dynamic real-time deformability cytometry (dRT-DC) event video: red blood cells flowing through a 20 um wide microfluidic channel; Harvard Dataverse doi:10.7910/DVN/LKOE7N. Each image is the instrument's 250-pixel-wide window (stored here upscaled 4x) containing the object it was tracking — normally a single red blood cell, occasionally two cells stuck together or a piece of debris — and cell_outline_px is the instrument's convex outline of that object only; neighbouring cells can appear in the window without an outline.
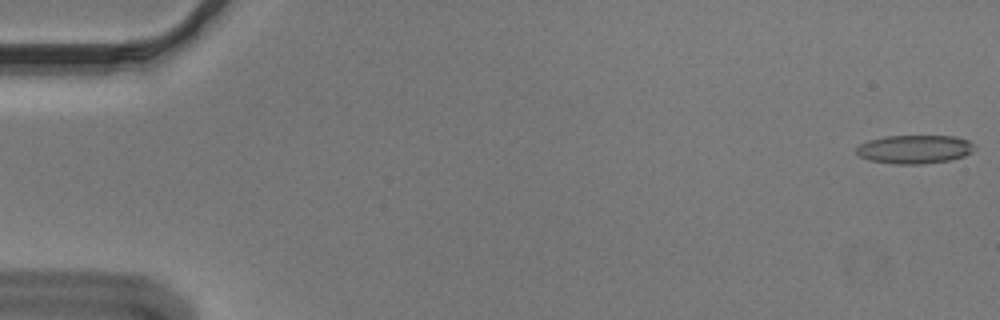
{"species": "Egyptian fruit bat (a non-hibernating species)", "species_latin": "Rousettus aegyptiacus", "temperature_condition": "cold", "stored_images_in_passage": 55, "camera_frame_rate_fps": 3000, "um_per_image_px": 0.085, "animal": {"sex": "male"}, "frame": {"image": 1, "passage_image": 1, "time_ms": 0.0, "image_size_px": [1000, 320], "cell_outline_px": [[976, 148], [972, 152], [964, 156], [948, 160], [920, 164], [896, 164], [872, 160], [860, 156], [856, 152], [856, 148], [860, 144], [868, 140], [884, 136], [956, 136], [968, 140]], "centroid_in_image_um": [77.75, 12.67], "position_along_channel_um": 7.2, "area_um2": 19.54}}
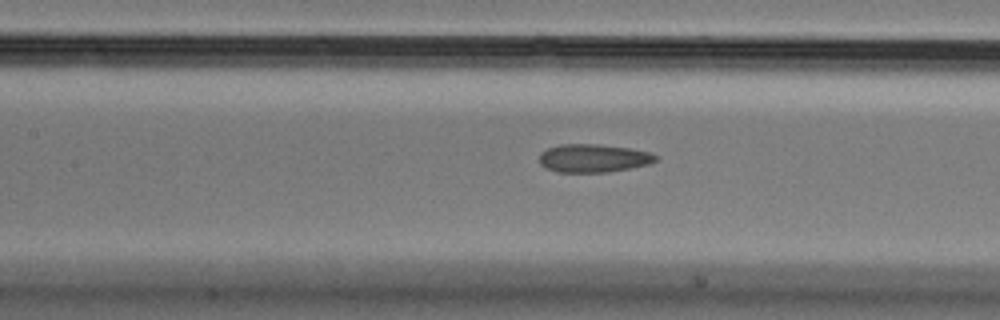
{"frame": {"image": 2, "passage_image": 25, "time_ms": 8.0, "image_size_px": [1000, 320], "cell_outline_px": [[656, 160], [648, 164], [608, 172], [556, 172], [544, 168], [540, 164], [540, 152], [548, 148], [560, 144], [596, 144], [628, 148], [648, 152], [656, 156]], "centroid_in_image_um": [50.36, 13.45], "position_along_channel_um": 157.0, "area_um2": 18.96}}
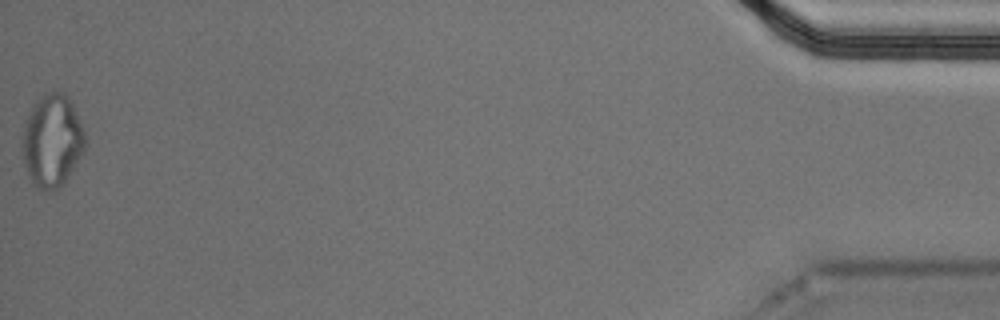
{"frame": {"image": 3, "passage_image": 55, "time_ms": 18.0, "image_size_px": [1000, 320], "cell_outline_px": [[88, 144], [84, 152], [64, 184], [52, 192], [48, 192], [36, 188], [32, 184], [28, 176], [24, 164], [20, 140], [24, 124], [32, 104], [40, 96], [52, 92], [64, 92], [68, 96], [84, 128], [88, 140]], "centroid_in_image_um": [4.43, 12.0], "position_along_channel_um": 430.8, "area_um2": 34.91}, "authors_computed_cell_mechanics": {"area_um2": 20.23, "velocity_mm_per_s": 3.6739, "shape_relaxation_time_tau1_ms": null, "shape_relaxation_time_tau2_ms": 2.4054, "deformation_change_tau1": null, "deformation_change_tau2": 0.1092}}